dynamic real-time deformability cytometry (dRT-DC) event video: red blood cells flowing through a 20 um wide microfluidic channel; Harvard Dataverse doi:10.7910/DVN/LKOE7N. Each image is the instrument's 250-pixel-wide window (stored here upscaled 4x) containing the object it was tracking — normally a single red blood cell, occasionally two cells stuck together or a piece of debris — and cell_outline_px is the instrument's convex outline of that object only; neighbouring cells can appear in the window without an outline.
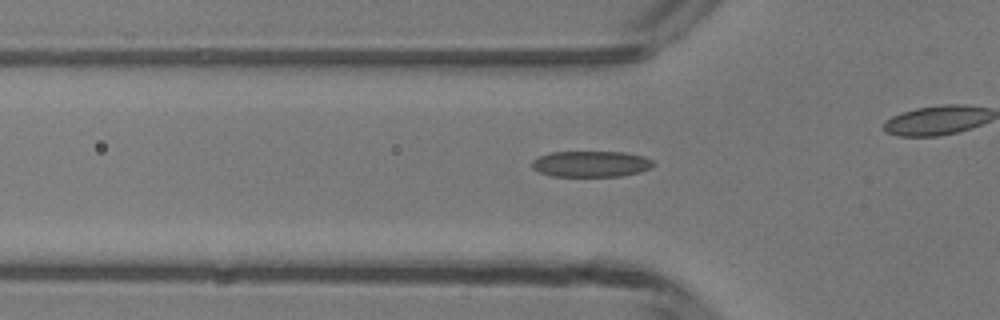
{"species": "common noctule bat (a hibernating species)", "species_latin": "Nyctalus noctula", "temperature_condition": "room temperature", "stored_images_in_passage": 31, "camera_frame_rate_fps": 3000, "um_per_image_px": 0.085, "animal": {"sex": "male", "body_mass_g": 13.3}, "frame": {"image": 1, "passage_image": 9, "time_ms": 2.667, "image_size_px": [1000, 320], "cell_outline_px": [[656, 164], [640, 172], [620, 176], [552, 176], [540, 172], [532, 168], [532, 160], [548, 152], [624, 152], [644, 156], [652, 160]], "centroid_in_image_um": [50.23, 13.93], "position_along_channel_um": 75.6, "area_um2": 18.38}}
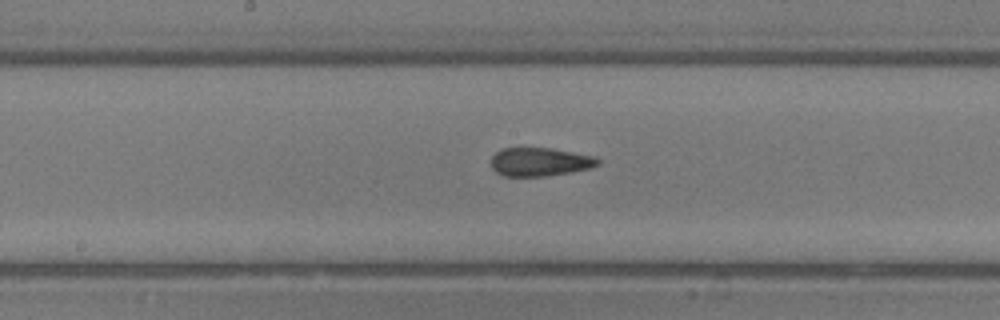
{"frame": {"image": 2, "passage_image": 18, "time_ms": 5.667, "image_size_px": [1000, 320], "cell_outline_px": [[600, 164], [592, 168], [548, 176], [504, 176], [496, 172], [492, 168], [492, 156], [496, 152], [504, 148], [552, 148], [592, 156], [600, 160]], "centroid_in_image_um": [45.9, 13.76], "position_along_channel_um": 202.3, "area_um2": 17.69}}
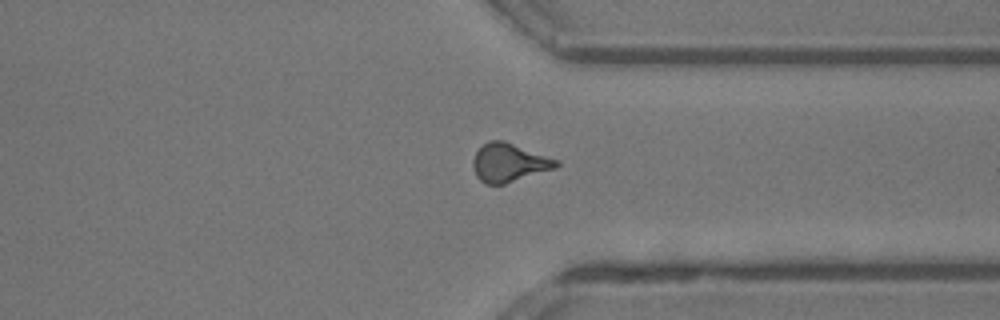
{"frame": {"image": 3, "passage_image": 30, "time_ms": 9.667, "image_size_px": [1000, 320], "cell_outline_px": [[560, 164], [556, 168], [504, 184], [484, 184], [476, 176], [472, 164], [472, 160], [476, 152], [488, 140], [504, 140], [560, 160]], "centroid_in_image_um": [43.28, 13.82], "position_along_channel_um": 368.1, "area_um2": 18.79}}